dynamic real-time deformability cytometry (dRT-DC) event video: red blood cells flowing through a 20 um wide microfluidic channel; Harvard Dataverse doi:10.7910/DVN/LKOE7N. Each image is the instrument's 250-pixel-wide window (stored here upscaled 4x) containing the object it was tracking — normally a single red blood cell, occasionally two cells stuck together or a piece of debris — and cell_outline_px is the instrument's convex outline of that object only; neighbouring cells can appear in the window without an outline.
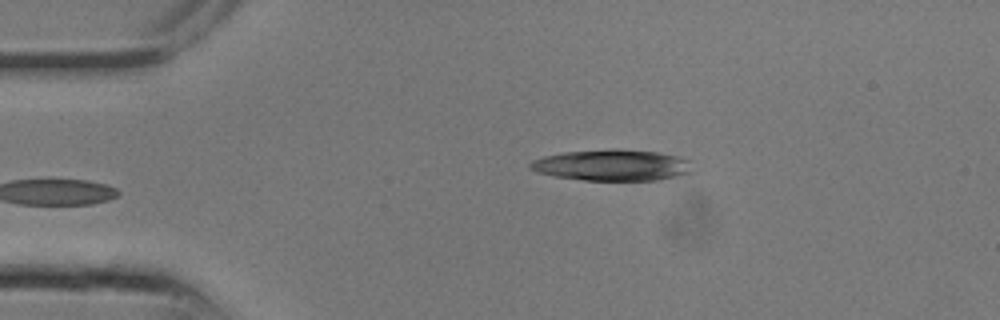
{"species": "common noctule bat (a hibernating species)", "species_latin": "Nyctalus noctula", "temperature_condition": "room temperature", "stored_images_in_passage": 6, "camera_frame_rate_fps": 3000, "um_per_image_px": 0.085, "animal": {"sex": "male", "body_mass_g": 13.3}, "frame": {"image": 1, "passage_image": 6, "time_ms": 1.667, "image_size_px": [1000, 320], "cell_outline_px": [[692, 172], [676, 176], [656, 180], [584, 180], [556, 176], [536, 172], [528, 168], [528, 164], [532, 160], [544, 156], [564, 152], [612, 148], [616, 148], [660, 152], [676, 156], [688, 160]], "centroid_in_image_um": [51.99, 14.02], "position_along_channel_um": 33.0, "area_um2": 29.54}}